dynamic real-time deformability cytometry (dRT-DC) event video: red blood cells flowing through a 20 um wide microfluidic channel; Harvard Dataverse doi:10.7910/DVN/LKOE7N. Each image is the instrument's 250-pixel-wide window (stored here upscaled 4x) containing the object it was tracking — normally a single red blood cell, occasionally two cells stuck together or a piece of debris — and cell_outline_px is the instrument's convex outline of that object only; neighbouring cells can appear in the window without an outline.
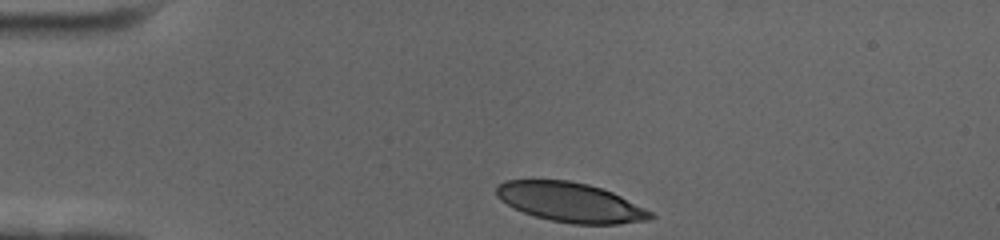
{"species": "human", "species_latin": "Homo sapiens", "temperature_condition": "cold", "stored_images_in_passage": 37, "camera_frame_rate_fps": 3000, "um_per_image_px": 0.085, "donor": {"sex": "female"}, "frame": {"image": 1, "passage_image": 1, "time_ms": 0.0, "image_size_px": [1000, 240], "cell_outline_px": [[656, 216], [648, 220], [616, 224], [572, 224], [552, 220], [536, 216], [512, 208], [500, 200], [496, 196], [496, 188], [504, 180], [568, 180], [588, 184], [612, 192], [652, 212]], "centroid_in_image_um": [48.46, 17.19], "position_along_channel_um": 36.5, "area_um2": 35.26}}
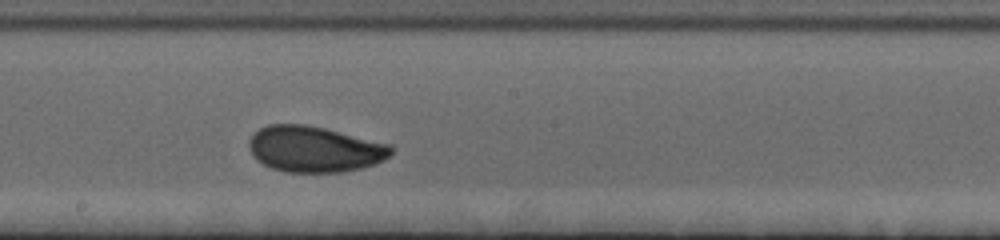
{"frame": {"image": 2, "passage_image": 21, "time_ms": 6.667, "image_size_px": [1000, 240], "cell_outline_px": [[396, 148], [384, 160], [376, 164], [360, 168], [340, 172], [284, 172], [272, 168], [256, 160], [252, 156], [248, 144], [248, 140], [260, 128], [268, 124], [304, 124], [324, 128], [392, 144]], "centroid_in_image_um": [26.75, 12.67], "position_along_channel_um": 221.5, "area_um2": 38.26}}
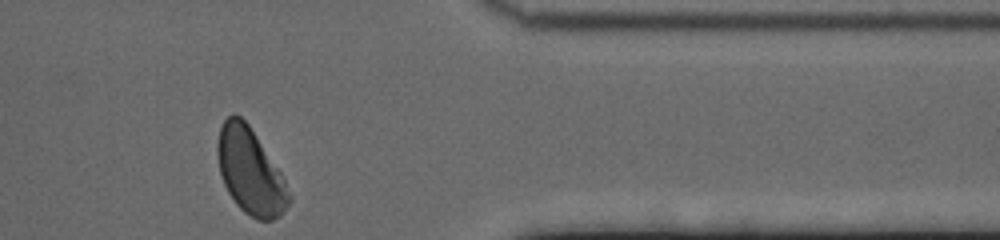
{"frame": {"image": 3, "passage_image": 37, "time_ms": 12.0, "image_size_px": [1000, 240], "cell_outline_px": [[292, 200], [280, 216], [272, 220], [256, 220], [244, 212], [236, 204], [228, 192], [224, 184], [220, 172], [216, 156], [216, 144], [220, 128], [224, 120], [228, 116], [240, 116], [248, 124], [280, 172], [292, 196]], "centroid_in_image_um": [21.26, 14.6], "position_along_channel_um": 390.1, "area_um2": 35.49}, "authors_computed_cell_mechanics": {"area_um2": 37.0498, "velocity_mm_per_s": 3.4502, "shape_relaxation_time_tau1_ms": 3.1262, "shape_relaxation_time_tau2_ms": 1.0392, "deformation_change_tau1": 0.1315, "deformation_change_tau2": 0.0511}}